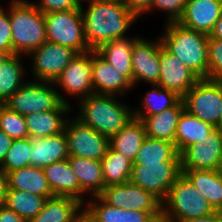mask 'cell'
I'll return each mask as SVG.
<instances>
[{"mask_svg": "<svg viewBox=\"0 0 222 222\" xmlns=\"http://www.w3.org/2000/svg\"><path fill=\"white\" fill-rule=\"evenodd\" d=\"M85 11L81 2L84 35L88 47L95 51L102 44L116 39L128 38L127 31L138 19L118 1L87 0Z\"/></svg>", "mask_w": 222, "mask_h": 222, "instance_id": "obj_1", "label": "cell"}, {"mask_svg": "<svg viewBox=\"0 0 222 222\" xmlns=\"http://www.w3.org/2000/svg\"><path fill=\"white\" fill-rule=\"evenodd\" d=\"M115 95L92 94L78 100L76 117L95 131L111 138L133 119V108Z\"/></svg>", "mask_w": 222, "mask_h": 222, "instance_id": "obj_2", "label": "cell"}, {"mask_svg": "<svg viewBox=\"0 0 222 222\" xmlns=\"http://www.w3.org/2000/svg\"><path fill=\"white\" fill-rule=\"evenodd\" d=\"M164 31L160 34L163 47L199 78L208 79L209 35L187 29L179 23H165Z\"/></svg>", "mask_w": 222, "mask_h": 222, "instance_id": "obj_3", "label": "cell"}, {"mask_svg": "<svg viewBox=\"0 0 222 222\" xmlns=\"http://www.w3.org/2000/svg\"><path fill=\"white\" fill-rule=\"evenodd\" d=\"M8 7L12 55L28 57L47 41L44 14L28 0H10Z\"/></svg>", "mask_w": 222, "mask_h": 222, "instance_id": "obj_4", "label": "cell"}, {"mask_svg": "<svg viewBox=\"0 0 222 222\" xmlns=\"http://www.w3.org/2000/svg\"><path fill=\"white\" fill-rule=\"evenodd\" d=\"M216 210L206 197L181 174L171 186L167 197L162 201L161 222H183L205 217Z\"/></svg>", "mask_w": 222, "mask_h": 222, "instance_id": "obj_5", "label": "cell"}, {"mask_svg": "<svg viewBox=\"0 0 222 222\" xmlns=\"http://www.w3.org/2000/svg\"><path fill=\"white\" fill-rule=\"evenodd\" d=\"M29 81V82H28ZM55 88L53 82L26 80V82L5 102L10 110L22 116L56 109L62 102L70 104L67 98Z\"/></svg>", "mask_w": 222, "mask_h": 222, "instance_id": "obj_6", "label": "cell"}, {"mask_svg": "<svg viewBox=\"0 0 222 222\" xmlns=\"http://www.w3.org/2000/svg\"><path fill=\"white\" fill-rule=\"evenodd\" d=\"M44 20L47 41L69 47L78 54L91 50L84 35L80 8L44 14Z\"/></svg>", "mask_w": 222, "mask_h": 222, "instance_id": "obj_7", "label": "cell"}, {"mask_svg": "<svg viewBox=\"0 0 222 222\" xmlns=\"http://www.w3.org/2000/svg\"><path fill=\"white\" fill-rule=\"evenodd\" d=\"M182 100L189 114L220 128L222 81L200 78Z\"/></svg>", "mask_w": 222, "mask_h": 222, "instance_id": "obj_8", "label": "cell"}, {"mask_svg": "<svg viewBox=\"0 0 222 222\" xmlns=\"http://www.w3.org/2000/svg\"><path fill=\"white\" fill-rule=\"evenodd\" d=\"M181 174L180 161L133 164L130 182L163 201Z\"/></svg>", "mask_w": 222, "mask_h": 222, "instance_id": "obj_9", "label": "cell"}, {"mask_svg": "<svg viewBox=\"0 0 222 222\" xmlns=\"http://www.w3.org/2000/svg\"><path fill=\"white\" fill-rule=\"evenodd\" d=\"M64 133L69 156L101 161L110 147V138L84 124L76 116L68 118Z\"/></svg>", "mask_w": 222, "mask_h": 222, "instance_id": "obj_10", "label": "cell"}, {"mask_svg": "<svg viewBox=\"0 0 222 222\" xmlns=\"http://www.w3.org/2000/svg\"><path fill=\"white\" fill-rule=\"evenodd\" d=\"M99 196L116 208L139 210L152 213L162 221V201L153 193L132 184L130 181L119 185H110Z\"/></svg>", "mask_w": 222, "mask_h": 222, "instance_id": "obj_11", "label": "cell"}, {"mask_svg": "<svg viewBox=\"0 0 222 222\" xmlns=\"http://www.w3.org/2000/svg\"><path fill=\"white\" fill-rule=\"evenodd\" d=\"M77 54L69 47L45 41L28 55L32 62L30 72L33 80L54 82Z\"/></svg>", "mask_w": 222, "mask_h": 222, "instance_id": "obj_12", "label": "cell"}, {"mask_svg": "<svg viewBox=\"0 0 222 222\" xmlns=\"http://www.w3.org/2000/svg\"><path fill=\"white\" fill-rule=\"evenodd\" d=\"M53 83L56 87L59 86L67 96L76 97V100L77 98L80 100L94 94L91 50L77 54Z\"/></svg>", "mask_w": 222, "mask_h": 222, "instance_id": "obj_13", "label": "cell"}, {"mask_svg": "<svg viewBox=\"0 0 222 222\" xmlns=\"http://www.w3.org/2000/svg\"><path fill=\"white\" fill-rule=\"evenodd\" d=\"M181 169L221 170L222 129L215 128L203 143L189 145L180 153Z\"/></svg>", "mask_w": 222, "mask_h": 222, "instance_id": "obj_14", "label": "cell"}, {"mask_svg": "<svg viewBox=\"0 0 222 222\" xmlns=\"http://www.w3.org/2000/svg\"><path fill=\"white\" fill-rule=\"evenodd\" d=\"M133 87L138 82L157 84L160 75V37L147 40L141 36L132 46Z\"/></svg>", "mask_w": 222, "mask_h": 222, "instance_id": "obj_15", "label": "cell"}, {"mask_svg": "<svg viewBox=\"0 0 222 222\" xmlns=\"http://www.w3.org/2000/svg\"><path fill=\"white\" fill-rule=\"evenodd\" d=\"M200 78L167 51L160 39V75L157 85L183 97Z\"/></svg>", "mask_w": 222, "mask_h": 222, "instance_id": "obj_16", "label": "cell"}, {"mask_svg": "<svg viewBox=\"0 0 222 222\" xmlns=\"http://www.w3.org/2000/svg\"><path fill=\"white\" fill-rule=\"evenodd\" d=\"M92 197L84 203L83 222H160L150 212L116 208L99 195Z\"/></svg>", "mask_w": 222, "mask_h": 222, "instance_id": "obj_17", "label": "cell"}, {"mask_svg": "<svg viewBox=\"0 0 222 222\" xmlns=\"http://www.w3.org/2000/svg\"><path fill=\"white\" fill-rule=\"evenodd\" d=\"M92 84L95 94L125 96L132 83L106 62L96 51L91 50Z\"/></svg>", "mask_w": 222, "mask_h": 222, "instance_id": "obj_18", "label": "cell"}, {"mask_svg": "<svg viewBox=\"0 0 222 222\" xmlns=\"http://www.w3.org/2000/svg\"><path fill=\"white\" fill-rule=\"evenodd\" d=\"M222 16V0H187L181 26L209 35Z\"/></svg>", "mask_w": 222, "mask_h": 222, "instance_id": "obj_19", "label": "cell"}, {"mask_svg": "<svg viewBox=\"0 0 222 222\" xmlns=\"http://www.w3.org/2000/svg\"><path fill=\"white\" fill-rule=\"evenodd\" d=\"M45 177L54 196H68L80 200L87 194L80 188L77 176L72 171L68 159L60 160L43 168Z\"/></svg>", "mask_w": 222, "mask_h": 222, "instance_id": "obj_20", "label": "cell"}, {"mask_svg": "<svg viewBox=\"0 0 222 222\" xmlns=\"http://www.w3.org/2000/svg\"><path fill=\"white\" fill-rule=\"evenodd\" d=\"M71 106L62 102L54 110L25 116L29 138L48 137L63 132L70 111L75 109ZM67 114L68 117H66Z\"/></svg>", "mask_w": 222, "mask_h": 222, "instance_id": "obj_21", "label": "cell"}, {"mask_svg": "<svg viewBox=\"0 0 222 222\" xmlns=\"http://www.w3.org/2000/svg\"><path fill=\"white\" fill-rule=\"evenodd\" d=\"M84 203L68 196L48 198L40 213L28 222H82Z\"/></svg>", "mask_w": 222, "mask_h": 222, "instance_id": "obj_22", "label": "cell"}, {"mask_svg": "<svg viewBox=\"0 0 222 222\" xmlns=\"http://www.w3.org/2000/svg\"><path fill=\"white\" fill-rule=\"evenodd\" d=\"M30 165L45 168L69 157L66 135L63 132L41 138H31Z\"/></svg>", "mask_w": 222, "mask_h": 222, "instance_id": "obj_23", "label": "cell"}, {"mask_svg": "<svg viewBox=\"0 0 222 222\" xmlns=\"http://www.w3.org/2000/svg\"><path fill=\"white\" fill-rule=\"evenodd\" d=\"M139 38L116 39L102 44L95 50L106 62L111 64L120 74L125 76L133 85L132 46Z\"/></svg>", "mask_w": 222, "mask_h": 222, "instance_id": "obj_24", "label": "cell"}, {"mask_svg": "<svg viewBox=\"0 0 222 222\" xmlns=\"http://www.w3.org/2000/svg\"><path fill=\"white\" fill-rule=\"evenodd\" d=\"M8 189L26 191L47 199L54 197L43 168L25 166L7 173Z\"/></svg>", "mask_w": 222, "mask_h": 222, "instance_id": "obj_25", "label": "cell"}, {"mask_svg": "<svg viewBox=\"0 0 222 222\" xmlns=\"http://www.w3.org/2000/svg\"><path fill=\"white\" fill-rule=\"evenodd\" d=\"M214 129L215 127L213 125L183 110L179 116L175 131L174 144L178 153L180 154L189 145L203 143L209 138L210 132Z\"/></svg>", "mask_w": 222, "mask_h": 222, "instance_id": "obj_26", "label": "cell"}, {"mask_svg": "<svg viewBox=\"0 0 222 222\" xmlns=\"http://www.w3.org/2000/svg\"><path fill=\"white\" fill-rule=\"evenodd\" d=\"M183 110L184 103L181 99L175 106L161 113L144 117L141 121L144 124L146 136L174 143L176 126Z\"/></svg>", "mask_w": 222, "mask_h": 222, "instance_id": "obj_27", "label": "cell"}, {"mask_svg": "<svg viewBox=\"0 0 222 222\" xmlns=\"http://www.w3.org/2000/svg\"><path fill=\"white\" fill-rule=\"evenodd\" d=\"M68 161L80 188L87 196H98L105 188L101 161L75 156H69Z\"/></svg>", "mask_w": 222, "mask_h": 222, "instance_id": "obj_28", "label": "cell"}, {"mask_svg": "<svg viewBox=\"0 0 222 222\" xmlns=\"http://www.w3.org/2000/svg\"><path fill=\"white\" fill-rule=\"evenodd\" d=\"M182 174L207 198L216 211L222 212V173L217 170L181 169Z\"/></svg>", "mask_w": 222, "mask_h": 222, "instance_id": "obj_29", "label": "cell"}, {"mask_svg": "<svg viewBox=\"0 0 222 222\" xmlns=\"http://www.w3.org/2000/svg\"><path fill=\"white\" fill-rule=\"evenodd\" d=\"M145 137L144 124L141 120L133 118L110 138V147L133 162Z\"/></svg>", "mask_w": 222, "mask_h": 222, "instance_id": "obj_30", "label": "cell"}, {"mask_svg": "<svg viewBox=\"0 0 222 222\" xmlns=\"http://www.w3.org/2000/svg\"><path fill=\"white\" fill-rule=\"evenodd\" d=\"M152 87L153 89L149 90L140 102L141 107L133 109V118L142 120L146 116L161 113L175 106L182 99L174 91L162 88L157 84H153Z\"/></svg>", "mask_w": 222, "mask_h": 222, "instance_id": "obj_31", "label": "cell"}, {"mask_svg": "<svg viewBox=\"0 0 222 222\" xmlns=\"http://www.w3.org/2000/svg\"><path fill=\"white\" fill-rule=\"evenodd\" d=\"M21 55H10L0 65V99L7 101L25 82ZM25 80V81H24Z\"/></svg>", "mask_w": 222, "mask_h": 222, "instance_id": "obj_32", "label": "cell"}, {"mask_svg": "<svg viewBox=\"0 0 222 222\" xmlns=\"http://www.w3.org/2000/svg\"><path fill=\"white\" fill-rule=\"evenodd\" d=\"M162 161H180V154L175 144L146 136L133 164L143 165L144 163H159Z\"/></svg>", "mask_w": 222, "mask_h": 222, "instance_id": "obj_33", "label": "cell"}, {"mask_svg": "<svg viewBox=\"0 0 222 222\" xmlns=\"http://www.w3.org/2000/svg\"><path fill=\"white\" fill-rule=\"evenodd\" d=\"M105 187L130 181L133 162L111 147L101 159Z\"/></svg>", "mask_w": 222, "mask_h": 222, "instance_id": "obj_34", "label": "cell"}, {"mask_svg": "<svg viewBox=\"0 0 222 222\" xmlns=\"http://www.w3.org/2000/svg\"><path fill=\"white\" fill-rule=\"evenodd\" d=\"M46 200L47 198L44 196L26 191L7 189L4 205L29 221L40 213Z\"/></svg>", "mask_w": 222, "mask_h": 222, "instance_id": "obj_35", "label": "cell"}, {"mask_svg": "<svg viewBox=\"0 0 222 222\" xmlns=\"http://www.w3.org/2000/svg\"><path fill=\"white\" fill-rule=\"evenodd\" d=\"M31 138L13 140L7 155L0 165V169L6 174L30 165Z\"/></svg>", "mask_w": 222, "mask_h": 222, "instance_id": "obj_36", "label": "cell"}, {"mask_svg": "<svg viewBox=\"0 0 222 222\" xmlns=\"http://www.w3.org/2000/svg\"><path fill=\"white\" fill-rule=\"evenodd\" d=\"M0 130L13 140L29 138L25 117L7 106L0 113Z\"/></svg>", "mask_w": 222, "mask_h": 222, "instance_id": "obj_37", "label": "cell"}, {"mask_svg": "<svg viewBox=\"0 0 222 222\" xmlns=\"http://www.w3.org/2000/svg\"><path fill=\"white\" fill-rule=\"evenodd\" d=\"M208 79L222 81V41L208 39Z\"/></svg>", "mask_w": 222, "mask_h": 222, "instance_id": "obj_38", "label": "cell"}, {"mask_svg": "<svg viewBox=\"0 0 222 222\" xmlns=\"http://www.w3.org/2000/svg\"><path fill=\"white\" fill-rule=\"evenodd\" d=\"M187 0H152L150 11L161 10L166 12V24L177 23L183 16Z\"/></svg>", "mask_w": 222, "mask_h": 222, "instance_id": "obj_39", "label": "cell"}, {"mask_svg": "<svg viewBox=\"0 0 222 222\" xmlns=\"http://www.w3.org/2000/svg\"><path fill=\"white\" fill-rule=\"evenodd\" d=\"M32 4L43 14L79 9L81 7L79 0H38V2H33Z\"/></svg>", "mask_w": 222, "mask_h": 222, "instance_id": "obj_40", "label": "cell"}, {"mask_svg": "<svg viewBox=\"0 0 222 222\" xmlns=\"http://www.w3.org/2000/svg\"><path fill=\"white\" fill-rule=\"evenodd\" d=\"M12 34L9 14L0 4V52L12 55Z\"/></svg>", "mask_w": 222, "mask_h": 222, "instance_id": "obj_41", "label": "cell"}, {"mask_svg": "<svg viewBox=\"0 0 222 222\" xmlns=\"http://www.w3.org/2000/svg\"><path fill=\"white\" fill-rule=\"evenodd\" d=\"M151 2L152 0H123L124 6L137 18L148 13Z\"/></svg>", "mask_w": 222, "mask_h": 222, "instance_id": "obj_42", "label": "cell"}, {"mask_svg": "<svg viewBox=\"0 0 222 222\" xmlns=\"http://www.w3.org/2000/svg\"><path fill=\"white\" fill-rule=\"evenodd\" d=\"M0 222H28L5 205H0Z\"/></svg>", "mask_w": 222, "mask_h": 222, "instance_id": "obj_43", "label": "cell"}, {"mask_svg": "<svg viewBox=\"0 0 222 222\" xmlns=\"http://www.w3.org/2000/svg\"><path fill=\"white\" fill-rule=\"evenodd\" d=\"M13 139L0 130V165L4 161L8 150L12 145Z\"/></svg>", "mask_w": 222, "mask_h": 222, "instance_id": "obj_44", "label": "cell"}, {"mask_svg": "<svg viewBox=\"0 0 222 222\" xmlns=\"http://www.w3.org/2000/svg\"><path fill=\"white\" fill-rule=\"evenodd\" d=\"M8 189L7 174L0 169V205H4Z\"/></svg>", "mask_w": 222, "mask_h": 222, "instance_id": "obj_45", "label": "cell"}, {"mask_svg": "<svg viewBox=\"0 0 222 222\" xmlns=\"http://www.w3.org/2000/svg\"><path fill=\"white\" fill-rule=\"evenodd\" d=\"M183 222H222V212L216 211L208 216L185 220Z\"/></svg>", "mask_w": 222, "mask_h": 222, "instance_id": "obj_46", "label": "cell"}, {"mask_svg": "<svg viewBox=\"0 0 222 222\" xmlns=\"http://www.w3.org/2000/svg\"><path fill=\"white\" fill-rule=\"evenodd\" d=\"M209 36L211 38H215L222 41V16L215 23V26Z\"/></svg>", "mask_w": 222, "mask_h": 222, "instance_id": "obj_47", "label": "cell"}, {"mask_svg": "<svg viewBox=\"0 0 222 222\" xmlns=\"http://www.w3.org/2000/svg\"><path fill=\"white\" fill-rule=\"evenodd\" d=\"M8 57L5 52H0V65Z\"/></svg>", "mask_w": 222, "mask_h": 222, "instance_id": "obj_48", "label": "cell"}, {"mask_svg": "<svg viewBox=\"0 0 222 222\" xmlns=\"http://www.w3.org/2000/svg\"><path fill=\"white\" fill-rule=\"evenodd\" d=\"M5 107V101H3L2 99H0V113L2 111V109Z\"/></svg>", "mask_w": 222, "mask_h": 222, "instance_id": "obj_49", "label": "cell"}, {"mask_svg": "<svg viewBox=\"0 0 222 222\" xmlns=\"http://www.w3.org/2000/svg\"><path fill=\"white\" fill-rule=\"evenodd\" d=\"M221 115H220V129H222V109H221Z\"/></svg>", "mask_w": 222, "mask_h": 222, "instance_id": "obj_50", "label": "cell"}, {"mask_svg": "<svg viewBox=\"0 0 222 222\" xmlns=\"http://www.w3.org/2000/svg\"><path fill=\"white\" fill-rule=\"evenodd\" d=\"M107 1H118V2H123V0H107Z\"/></svg>", "mask_w": 222, "mask_h": 222, "instance_id": "obj_51", "label": "cell"}]
</instances>
